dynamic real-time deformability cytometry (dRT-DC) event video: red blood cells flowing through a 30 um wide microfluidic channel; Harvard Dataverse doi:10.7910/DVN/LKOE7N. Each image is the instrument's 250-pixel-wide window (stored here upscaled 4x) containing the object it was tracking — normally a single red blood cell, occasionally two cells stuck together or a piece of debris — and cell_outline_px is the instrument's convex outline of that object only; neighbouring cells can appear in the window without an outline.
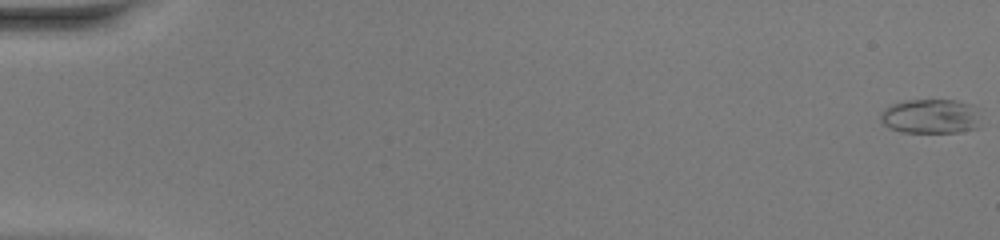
{"species": "common noctule bat (a hibernating species)", "species_latin": "Nyctalus noctula", "temperature_condition": "warm", "stored_images_in_passage": 51, "camera_frame_rate_fps": 3000, "um_per_image_px": 0.085, "animal": {"sex": "female", "body_mass_g": 20.0, "forearm_length_mm": 54.0}, "frame": {"image": 1, "passage_image": 1, "time_ms": 0.0, "image_size_px": [1000, 240], "cell_outline_px": [[980, 128], [956, 132], [904, 132], [892, 128], [884, 124], [880, 120], [880, 112], [884, 108], [892, 104], [904, 100], [956, 100], [972, 104]], "centroid_in_image_um": [79.06, 9.88], "position_along_channel_um": 5.9, "area_um2": 20.0}}
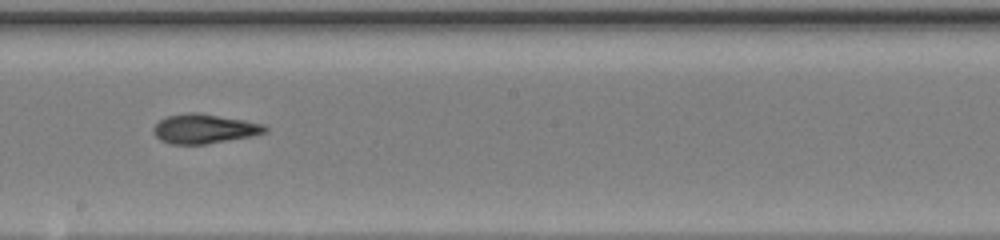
{"frame": {"image": 2, "passage_image": 30, "time_ms": 9.667, "image_size_px": [1000, 240], "cell_outline_px": [[268, 132], [252, 136], [204, 144], [168, 144], [160, 140], [152, 132], [152, 128], [160, 120], [168, 116], [188, 112], [200, 112], [244, 120], [264, 124], [268, 128]], "centroid_in_image_um": [17.36, 10.94], "position_along_channel_um": 230.8, "area_um2": 19.25}}
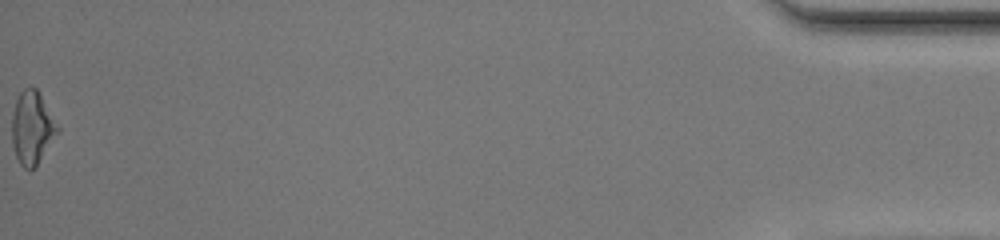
{"frame": {"image": 3, "passage_image": 51, "time_ms": 16.667, "image_size_px": [1000, 240], "cell_outline_px": [[60, 132], [36, 164], [32, 168], [24, 168], [20, 164], [16, 156], [12, 144], [12, 116], [16, 100], [20, 92], [24, 88], [36, 88], [60, 128]], "centroid_in_image_um": [2.73, 10.86], "position_along_channel_um": 432.5, "area_um2": 19.07}, "authors_computed_cell_mechanics": {"area_um2": 19.3052, "velocity_mm_per_s": 4.2372, "shape_relaxation_time_tau1_ms": 8.1144, "shape_relaxation_time_tau2_ms": 2.8833, "deformation_change_tau1": 0.2814, "deformation_change_tau2": 0.1142}}